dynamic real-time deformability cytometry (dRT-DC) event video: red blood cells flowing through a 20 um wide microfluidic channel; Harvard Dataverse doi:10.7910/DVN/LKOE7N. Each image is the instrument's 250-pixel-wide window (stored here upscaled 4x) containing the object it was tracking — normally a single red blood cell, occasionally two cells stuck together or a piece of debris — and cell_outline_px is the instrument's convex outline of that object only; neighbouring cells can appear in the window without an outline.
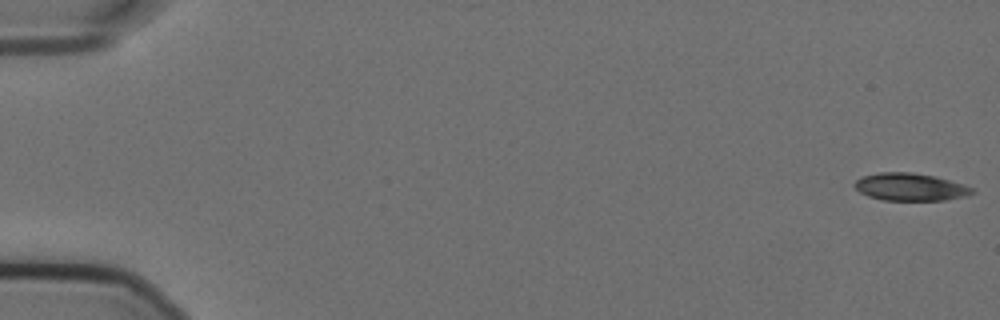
{"species": "Egyptian fruit bat (a non-hibernating species)", "species_latin": "Rousettus aegyptiacus", "temperature_condition": "cold", "stored_images_in_passage": 57, "camera_frame_rate_fps": 3000, "um_per_image_px": 0.085, "animal": {"sex": "female"}, "frame": {"image": 1, "passage_image": 1, "time_ms": 0.0, "image_size_px": [1000, 320], "cell_outline_px": [[976, 192], [968, 196], [944, 200], [880, 200], [868, 196], [860, 192], [852, 184], [860, 176], [880, 172], [912, 172], [936, 176], [964, 184], [972, 188]], "centroid_in_image_um": [77.37, 15.88], "position_along_channel_um": 7.6, "area_um2": 19.13}}
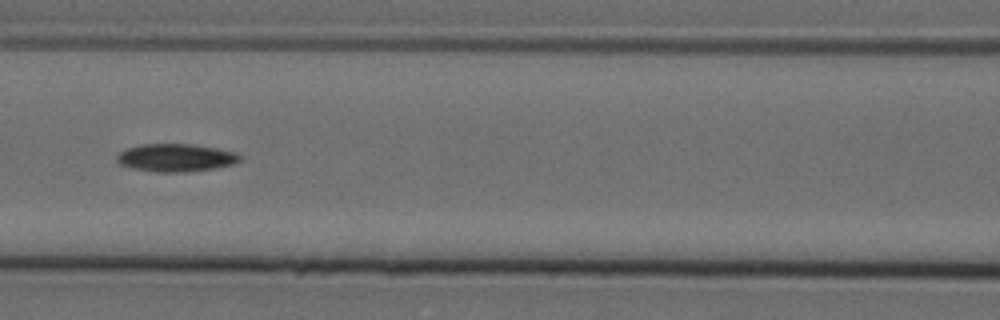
{"frame": {"image": 2, "passage_image": 26, "time_ms": 8.333, "image_size_px": [1000, 320], "cell_outline_px": [[244, 156], [240, 160], [232, 164], [216, 168], [188, 172], [156, 172], [132, 168], [120, 164], [116, 160], [116, 156], [120, 152], [128, 148], [140, 144], [192, 144], [240, 152]], "centroid_in_image_um": [14.99, 13.4], "position_along_channel_um": 151.6, "area_um2": 20.17}}
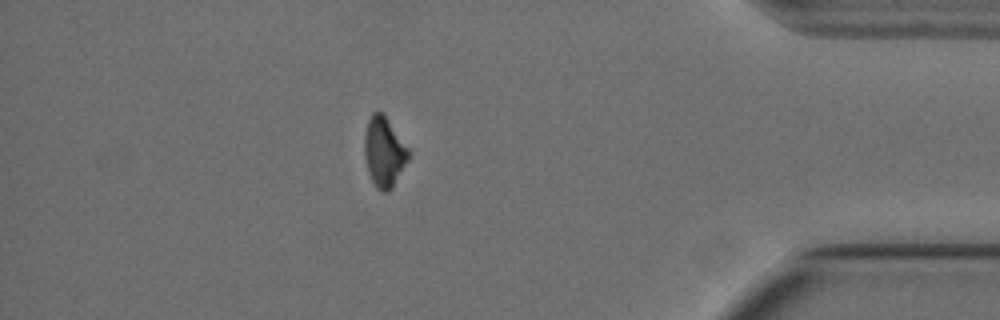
{"frame": {"image": 3, "passage_image": 50, "time_ms": 16.333, "image_size_px": [1000, 320], "cell_outline_px": [[412, 152], [408, 160], [392, 188], [388, 192], [380, 192], [376, 188], [368, 172], [364, 156], [364, 136], [368, 120], [372, 112], [384, 112]], "centroid_in_image_um": [32.66, 12.9], "position_along_channel_um": 402.5, "area_um2": 18.38}}